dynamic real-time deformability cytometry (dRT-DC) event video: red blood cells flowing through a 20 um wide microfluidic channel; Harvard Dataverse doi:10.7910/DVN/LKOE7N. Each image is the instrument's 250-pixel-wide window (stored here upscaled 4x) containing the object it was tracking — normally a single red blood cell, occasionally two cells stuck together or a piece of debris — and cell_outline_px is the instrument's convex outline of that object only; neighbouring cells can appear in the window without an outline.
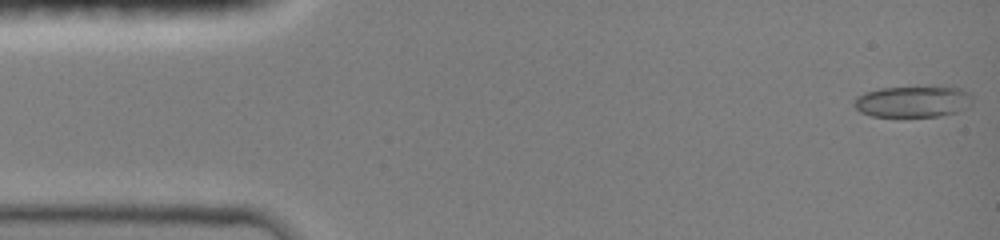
{"species": "common noctule bat (a hibernating species)", "species_latin": "Nyctalus noctula", "temperature_condition": "room temperature", "stored_images_in_passage": 46, "camera_frame_rate_fps": 3000, "um_per_image_px": 0.085, "animal": {"sex": "female", "body_mass_g": 19.0, "forearm_length_mm": 51.5}, "frame": {"image": 1, "passage_image": 1, "time_ms": 0.0, "image_size_px": [1000, 240], "cell_outline_px": [[972, 104], [968, 108], [956, 112], [940, 116], [872, 116], [860, 112], [852, 104], [856, 96], [864, 92], [880, 88], [940, 84], [960, 88], [968, 92], [972, 96]], "centroid_in_image_um": [77.64, 8.58], "position_along_channel_um": 7.4, "area_um2": 22.54}}
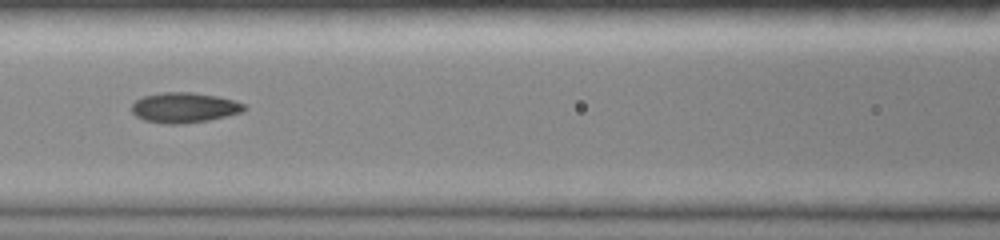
{"frame": {"image": 2, "passage_image": 20, "time_ms": 6.333, "image_size_px": [1000, 240], "cell_outline_px": [[248, 108], [244, 112], [208, 120], [180, 124], [164, 124], [144, 120], [136, 116], [132, 112], [132, 104], [136, 100], [144, 96], [160, 92], [192, 92], [216, 96], [232, 100], [244, 104]], "centroid_in_image_um": [15.66, 9.15], "position_along_channel_um": 150.9, "area_um2": 19.83}}
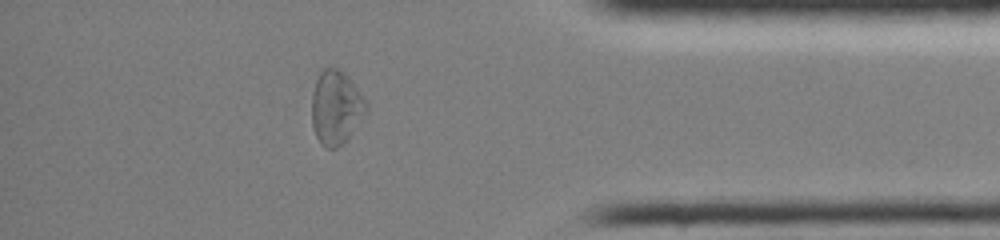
{"frame": {"image": 3, "passage_image": 40, "time_ms": 13.0, "image_size_px": [1000, 240], "cell_outline_px": [[368, 112], [344, 144], [336, 148], [328, 148], [320, 144], [316, 136], [312, 124], [312, 92], [316, 80], [320, 72], [324, 68], [340, 68], [348, 76], [368, 104]], "centroid_in_image_um": [28.57, 9.15], "position_along_channel_um": 406.6, "area_um2": 23.7}, "authors_computed_cell_mechanics": {"area_um2": 20.0855, "velocity_mm_per_s": 4.0826, "shape_relaxation_time_tau1_ms": null, "shape_relaxation_time_tau2_ms": 2.8966, "deformation_change_tau1": null, "deformation_change_tau2": 0.0734}}